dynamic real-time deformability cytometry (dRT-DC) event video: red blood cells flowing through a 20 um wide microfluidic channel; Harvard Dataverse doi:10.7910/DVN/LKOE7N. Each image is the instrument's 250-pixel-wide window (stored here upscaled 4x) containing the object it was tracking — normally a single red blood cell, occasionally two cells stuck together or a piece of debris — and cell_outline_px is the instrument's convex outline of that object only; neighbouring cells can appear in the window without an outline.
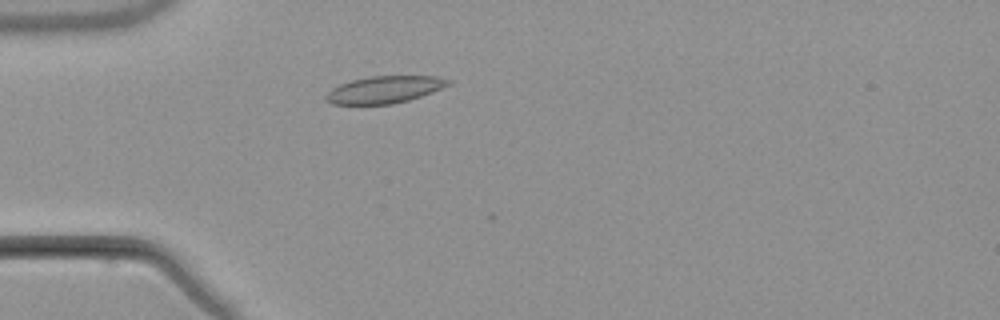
{"species": "common noctule bat (a hibernating species)", "species_latin": "Nyctalus noctula", "temperature_condition": "warm", "stored_images_in_passage": 4, "camera_frame_rate_fps": 3000, "um_per_image_px": 0.085, "animal": {"sex": "male", "body_mass_g": 21.5, "forearm_length_mm": 52.0}, "frame": {"image": 1, "passage_image": 3, "time_ms": 2.667, "image_size_px": [1000, 320], "cell_outline_px": [[452, 84], [432, 92], [408, 100], [392, 104], [332, 104], [324, 100], [324, 96], [332, 88], [340, 84], [352, 80], [368, 76], [440, 76], [452, 80]], "centroid_in_image_um": [32.69, 7.61], "position_along_channel_um": 52.3, "area_um2": 19.42}}